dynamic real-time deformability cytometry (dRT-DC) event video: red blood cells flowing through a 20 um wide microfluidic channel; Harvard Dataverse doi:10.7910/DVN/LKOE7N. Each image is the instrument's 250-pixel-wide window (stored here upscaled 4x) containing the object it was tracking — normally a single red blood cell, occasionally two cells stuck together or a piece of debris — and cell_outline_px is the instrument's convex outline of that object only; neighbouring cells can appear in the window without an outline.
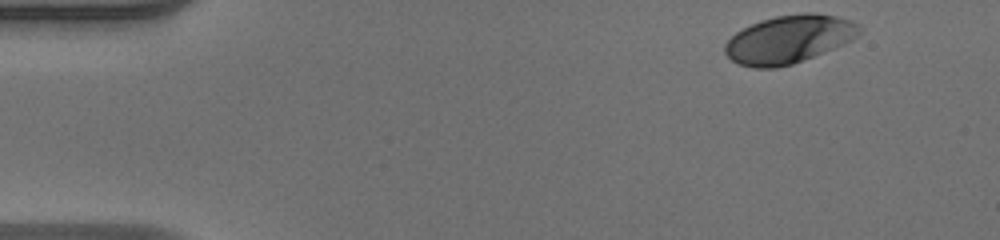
{"species": "human", "species_latin": "Homo sapiens", "temperature_condition": "warm", "stored_images_in_passage": 40, "camera_frame_rate_fps": 3000, "um_per_image_px": 0.085, "donor": {"sex": "male"}, "frame": {"image": 1, "passage_image": 1, "time_ms": 0.0, "image_size_px": [1000, 240], "cell_outline_px": [[860, 32], [852, 40], [792, 64], [776, 68], [752, 68], [740, 64], [732, 60], [724, 52], [724, 44], [736, 32], [760, 20], [776, 16], [804, 12], [816, 12], [836, 16], [852, 20], [860, 24]], "centroid_in_image_um": [67.05, 3.32], "position_along_channel_um": 17.9, "area_um2": 37.45}}
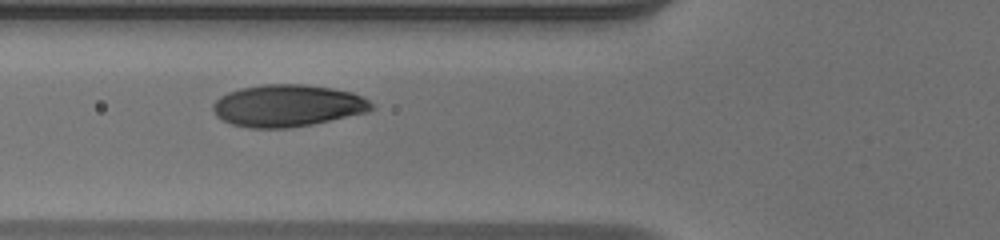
{"frame": {"image": 2, "passage_image": 15, "time_ms": 4.667, "image_size_px": [1000, 240], "cell_outline_px": [[376, 108], [368, 112], [312, 124], [288, 128], [248, 128], [232, 124], [216, 116], [212, 108], [212, 104], [220, 96], [228, 92], [240, 88], [264, 84], [300, 84], [332, 88], [352, 92], [364, 96]], "centroid_in_image_um": [24.45, 8.98], "position_along_channel_um": 101.4, "area_um2": 38.96}}
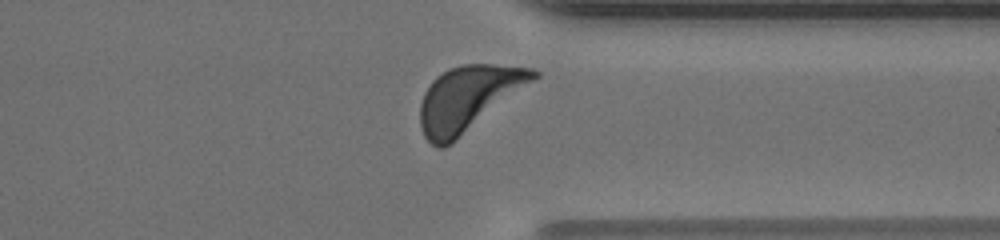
{"frame": {"image": 3, "passage_image": 35, "time_ms": 11.333, "image_size_px": [1000, 240], "cell_outline_px": [[540, 76], [444, 148], [436, 148], [424, 136], [420, 128], [420, 104], [424, 92], [432, 80], [436, 76], [448, 68], [460, 64], [492, 64], [532, 68], [540, 72]], "centroid_in_image_um": [39.77, 8.33], "position_along_channel_um": 371.6, "area_um2": 42.43}, "authors_computed_cell_mechanics": {"area_um2": 38.4659, "velocity_mm_per_s": 4.0934, "shape_relaxation_time_tau1_ms": 2.3903, "shape_relaxation_time_tau2_ms": null, "deformation_change_tau1": 0.1748, "deformation_change_tau2": null}}